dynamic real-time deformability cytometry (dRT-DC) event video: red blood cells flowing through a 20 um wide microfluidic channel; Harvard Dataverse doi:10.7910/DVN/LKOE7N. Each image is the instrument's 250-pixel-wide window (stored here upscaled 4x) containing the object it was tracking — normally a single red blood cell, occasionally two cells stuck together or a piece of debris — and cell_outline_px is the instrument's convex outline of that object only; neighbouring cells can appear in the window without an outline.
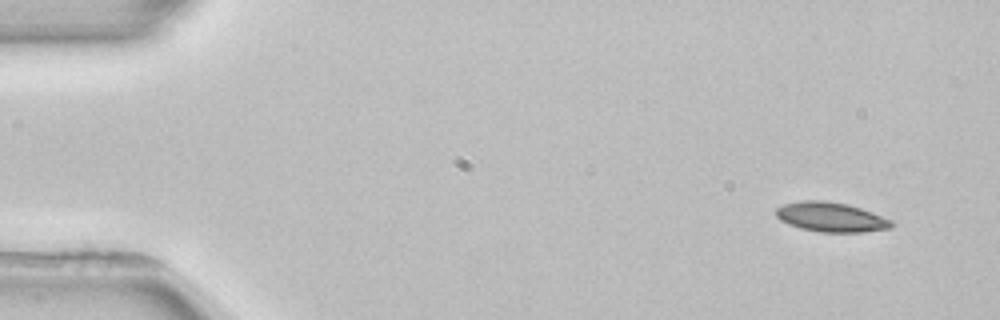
{"species": "common noctule bat (a hibernating species)", "species_latin": "Nyctalus noctula", "temperature_condition": "room temperature", "stored_images_in_passage": 3, "camera_frame_rate_fps": 3000, "um_per_image_px": 0.085, "animal": {"sex": "female", "body_mass_g": 22.7, "forearm_length_mm": 54.2}, "frame": {"image": 1, "passage_image": 1, "time_ms": 0.0, "image_size_px": [1000, 320], "cell_outline_px": [[892, 228], [864, 232], [820, 232], [800, 228], [788, 224], [780, 220], [776, 216], [776, 208], [784, 204], [800, 200], [824, 200], [848, 204], [872, 212], [892, 220]], "centroid_in_image_um": [70.62, 18.45], "position_along_channel_um": 14.4, "area_um2": 20.0}}